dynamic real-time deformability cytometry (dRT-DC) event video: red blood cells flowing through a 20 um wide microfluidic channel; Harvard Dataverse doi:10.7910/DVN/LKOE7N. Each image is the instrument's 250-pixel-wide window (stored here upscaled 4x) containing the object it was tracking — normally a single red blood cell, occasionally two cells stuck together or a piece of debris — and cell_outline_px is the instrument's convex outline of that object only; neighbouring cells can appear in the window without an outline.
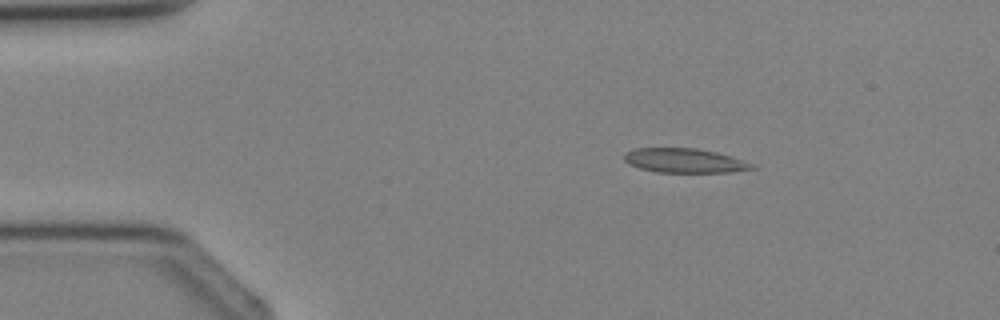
{"species": "Egyptian fruit bat (a non-hibernating species)", "species_latin": "Rousettus aegyptiacus", "temperature_condition": "cold", "stored_images_in_passage": 2, "camera_frame_rate_fps": 3000, "um_per_image_px": 0.085, "animal": {"sex": "female"}, "frame": {"image": 1, "passage_image": 1, "time_ms": 0.0, "image_size_px": [1000, 320], "cell_outline_px": [[756, 168], [728, 172], [656, 172], [640, 168], [628, 164], [624, 160], [624, 152], [632, 148], [696, 148], [716, 152], [732, 156], [756, 164]], "centroid_in_image_um": [58.17, 13.64], "position_along_channel_um": 26.8, "area_um2": 18.26}}